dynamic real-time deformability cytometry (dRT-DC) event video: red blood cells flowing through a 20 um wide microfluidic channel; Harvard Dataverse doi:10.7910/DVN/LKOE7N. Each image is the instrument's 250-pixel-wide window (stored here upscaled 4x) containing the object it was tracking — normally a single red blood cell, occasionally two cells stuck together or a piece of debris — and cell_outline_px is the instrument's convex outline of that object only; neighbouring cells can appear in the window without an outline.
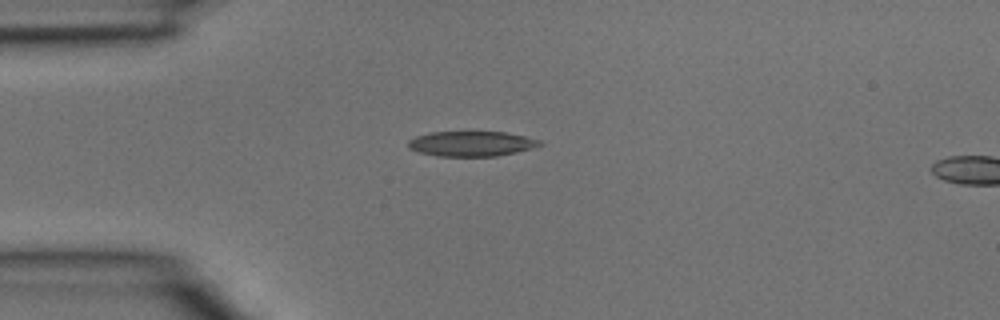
{"species": "common noctule bat (a hibernating species)", "species_latin": "Nyctalus noctula", "temperature_condition": "room temperature", "stored_images_in_passage": 3, "camera_frame_rate_fps": 3000, "um_per_image_px": 0.085, "animal": {"sex": "male", "body_mass_g": 15.6}, "frame": {"image": 1, "passage_image": 3, "time_ms": 0.667, "image_size_px": [1000, 320], "cell_outline_px": [[544, 144], [532, 148], [516, 152], [496, 156], [436, 156], [420, 152], [408, 148], [408, 140], [416, 136], [432, 132], [504, 132], [524, 136], [540, 140]], "centroid_in_image_um": [40.07, 12.22], "position_along_channel_um": 44.9, "area_um2": 19.13}}